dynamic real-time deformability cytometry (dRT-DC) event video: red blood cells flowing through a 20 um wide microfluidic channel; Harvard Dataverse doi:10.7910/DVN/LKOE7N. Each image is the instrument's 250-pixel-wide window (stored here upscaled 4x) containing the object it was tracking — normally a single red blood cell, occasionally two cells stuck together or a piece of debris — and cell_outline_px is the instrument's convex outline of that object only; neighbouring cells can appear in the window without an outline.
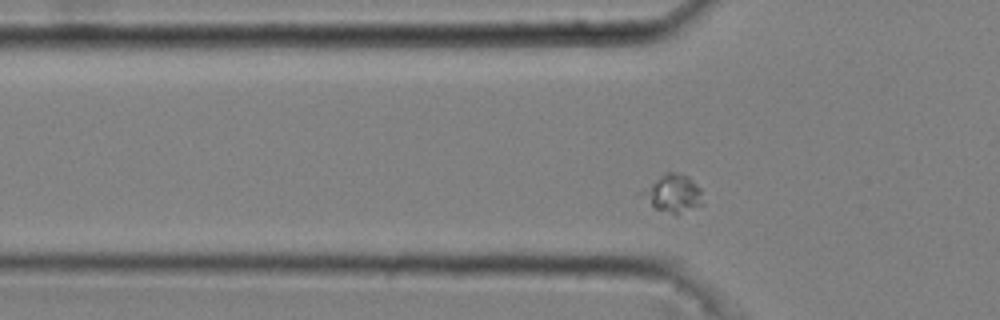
{"species": "common noctule bat (a hibernating species)", "species_latin": "Nyctalus noctula", "temperature_condition": "cold", "stored_images_in_passage": 41, "camera_frame_rate_fps": 3000, "um_per_image_px": 0.085, "animal": {"sex": "male", "body_mass_g": 20.4}, "frame": {"image": 1, "passage_image": 8, "time_ms": 2.333, "image_size_px": [1000, 320], "cell_outline_px": [[704, 204], [676, 216], [656, 208], [636, 192], [668, 172], [676, 172], [688, 176], [700, 188]], "centroid_in_image_um": [57.21, 16.46], "position_along_channel_um": 68.6, "area_um2": 13.47}}
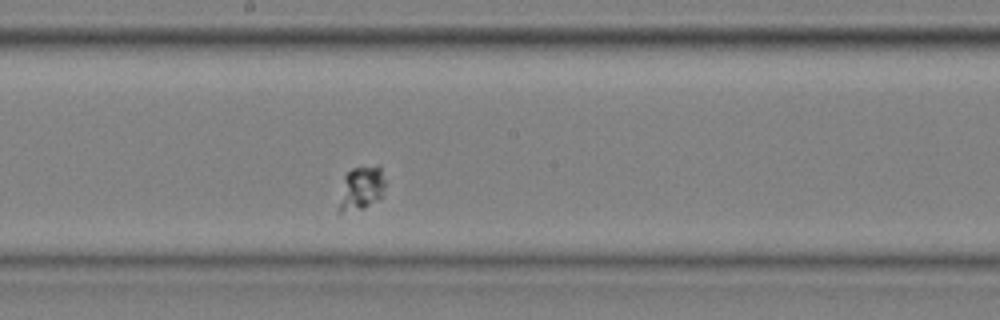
{"frame": {"image": 2, "passage_image": 21, "time_ms": 6.667, "image_size_px": [1000, 320], "cell_outline_px": [[384, 196], [364, 208], [340, 212], [340, 204], [344, 176], [352, 168], [380, 164], [384, 180]], "centroid_in_image_um": [30.77, 15.95], "position_along_channel_um": 217.4, "area_um2": 11.62}}
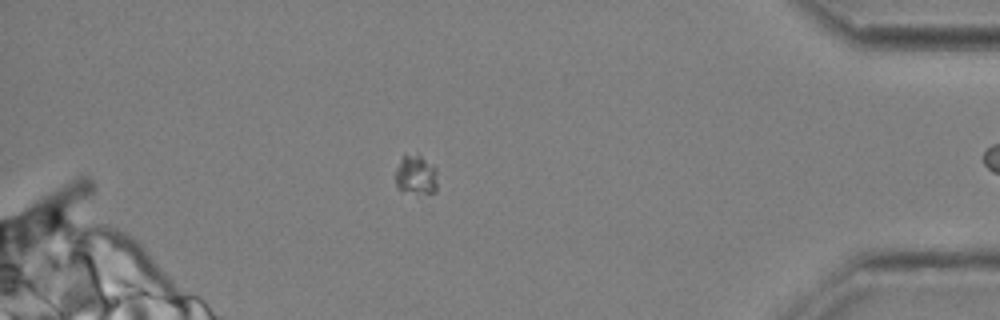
{"frame": {"image": 3, "passage_image": 40, "time_ms": 13.0, "image_size_px": [1000, 320], "cell_outline_px": [[436, 192], [416, 196], [396, 188], [396, 168], [404, 152], [420, 156], [436, 168]], "centroid_in_image_um": [35.33, 14.91], "position_along_channel_um": 399.9, "area_um2": 10.0}}